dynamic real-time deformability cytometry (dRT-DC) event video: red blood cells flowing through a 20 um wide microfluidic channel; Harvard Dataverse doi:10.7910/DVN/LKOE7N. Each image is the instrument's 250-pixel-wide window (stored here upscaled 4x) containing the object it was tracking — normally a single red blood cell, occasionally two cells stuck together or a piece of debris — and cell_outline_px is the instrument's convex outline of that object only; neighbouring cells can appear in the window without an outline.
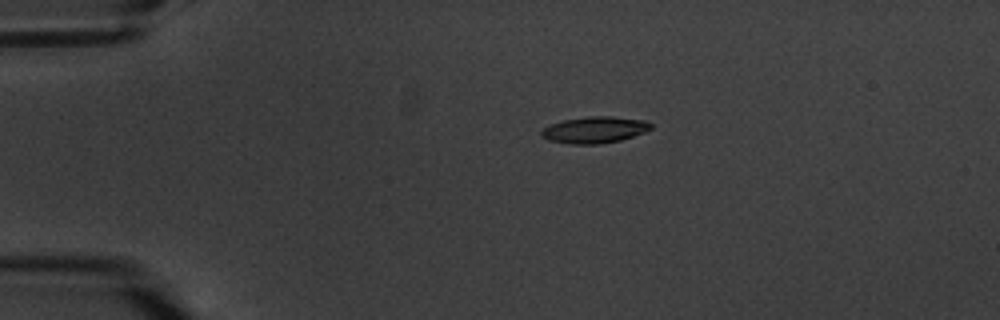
{"species": "common noctule bat (a hibernating species)", "species_latin": "Nyctalus noctula", "temperature_condition": "warm", "stored_images_in_passage": 8, "camera_frame_rate_fps": 3000, "um_per_image_px": 0.085, "animal": {"sex": "male", "body_mass_g": 20.1, "forearm_length_mm": 53.5}, "frame": {"image": 1, "passage_image": 3, "time_ms": 3.333, "image_size_px": [1000, 320], "cell_outline_px": [[652, 128], [644, 132], [620, 140], [600, 144], [572, 144], [548, 140], [540, 136], [540, 132], [544, 128], [552, 124], [564, 120], [588, 116], [612, 116], [644, 120], [652, 124]], "centroid_in_image_um": [50.53, 11.03], "position_along_channel_um": 34.5, "area_um2": 16.82}}
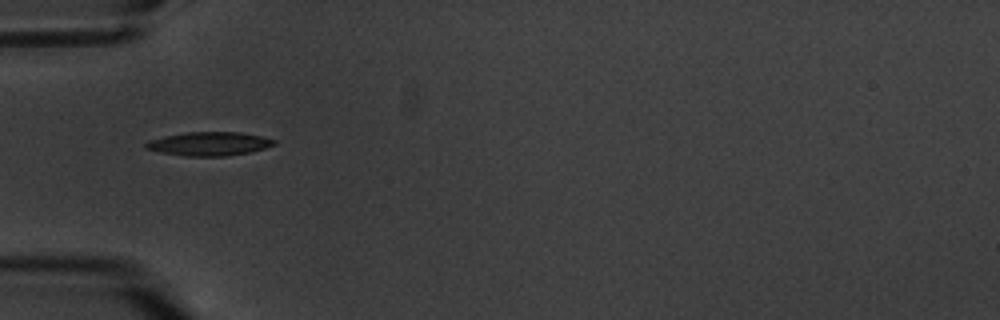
{"frame": {"image": 2, "passage_image": 5, "time_ms": 5.667, "image_size_px": [1000, 320], "cell_outline_px": [[276, 144], [252, 152], [228, 156], [184, 156], [160, 152], [144, 148], [144, 144], [148, 140], [164, 136], [188, 132], [240, 132], [260, 136], [276, 140]], "centroid_in_image_um": [17.77, 12.23], "position_along_channel_um": 67.2, "area_um2": 17.8}}